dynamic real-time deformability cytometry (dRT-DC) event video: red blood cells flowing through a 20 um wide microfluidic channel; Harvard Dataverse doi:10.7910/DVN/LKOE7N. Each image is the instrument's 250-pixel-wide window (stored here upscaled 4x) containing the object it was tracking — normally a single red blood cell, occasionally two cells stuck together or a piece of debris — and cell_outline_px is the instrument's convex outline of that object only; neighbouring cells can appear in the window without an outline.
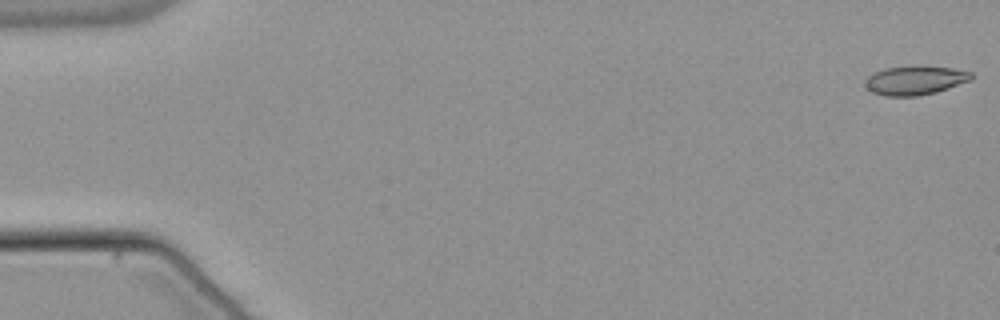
{"species": "common noctule bat (a hibernating species)", "species_latin": "Nyctalus noctula", "temperature_condition": "warm", "stored_images_in_passage": 10, "camera_frame_rate_fps": 3000, "um_per_image_px": 0.085, "animal": {"sex": "male", "body_mass_g": 21.5, "forearm_length_mm": 52.0}, "frame": {"image": 1, "passage_image": 1, "time_ms": 0.0, "image_size_px": [1000, 320], "cell_outline_px": [[972, 80], [936, 92], [916, 96], [884, 96], [872, 92], [864, 84], [864, 80], [868, 76], [884, 68], [912, 64], [916, 64], [952, 68], [972, 72]], "centroid_in_image_um": [77.77, 6.8], "position_along_channel_um": 7.2, "area_um2": 18.32}}